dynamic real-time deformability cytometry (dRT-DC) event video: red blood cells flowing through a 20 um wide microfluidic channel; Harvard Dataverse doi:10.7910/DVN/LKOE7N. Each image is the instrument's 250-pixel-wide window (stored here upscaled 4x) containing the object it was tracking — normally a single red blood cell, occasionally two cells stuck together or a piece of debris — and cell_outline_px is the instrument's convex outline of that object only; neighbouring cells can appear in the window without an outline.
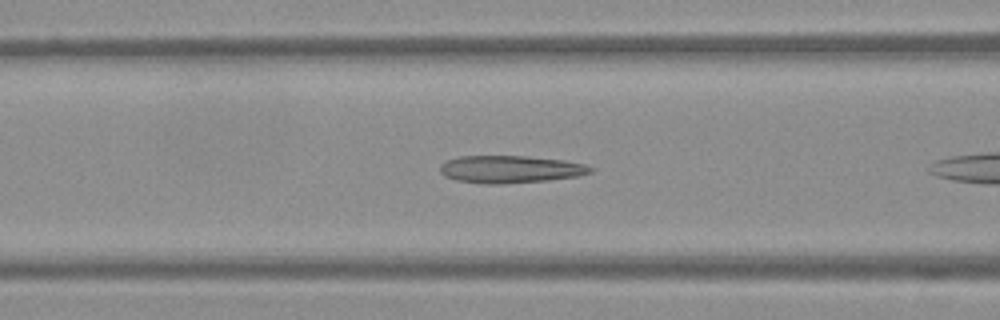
{"species": "Egyptian fruit bat (a non-hibernating species)", "species_latin": "Rousettus aegyptiacus", "temperature_condition": "warm", "stored_images_in_passage": 7, "camera_frame_rate_fps": 3000, "um_per_image_px": 0.085, "frame": {"image": 1, "passage_image": 6, "time_ms": 1.667, "image_size_px": [1000, 320], "cell_outline_px": [[596, 168], [592, 172], [580, 176], [548, 180], [504, 184], [480, 184], [456, 180], [444, 176], [440, 172], [440, 164], [444, 160], [460, 156], [528, 156], [564, 160], [584, 164]], "centroid_in_image_um": [43.37, 14.39], "position_along_channel_um": 123.2, "area_um2": 24.45}}